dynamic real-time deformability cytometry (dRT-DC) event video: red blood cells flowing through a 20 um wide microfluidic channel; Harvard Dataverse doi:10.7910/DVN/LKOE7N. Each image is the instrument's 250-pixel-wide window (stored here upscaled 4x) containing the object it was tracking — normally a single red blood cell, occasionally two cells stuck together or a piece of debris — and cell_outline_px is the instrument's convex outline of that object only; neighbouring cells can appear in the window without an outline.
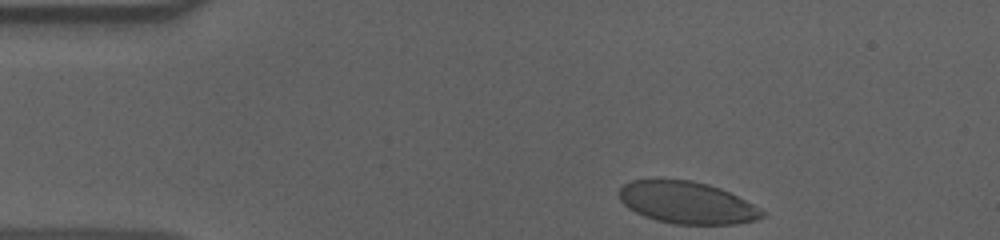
{"species": "human", "species_latin": "Homo sapiens", "temperature_condition": "cold", "stored_images_in_passage": 38, "camera_frame_rate_fps": 3000, "um_per_image_px": 0.085, "donor": {"sex": "male"}, "frame": {"image": 1, "passage_image": 1, "time_ms": 0.0, "image_size_px": [1000, 240], "cell_outline_px": [[764, 216], [756, 220], [736, 224], [672, 224], [656, 220], [644, 216], [628, 208], [620, 200], [616, 192], [624, 184], [632, 180], [692, 180], [708, 184], [720, 188], [760, 208], [764, 212]], "centroid_in_image_um": [58.36, 17.23], "position_along_channel_um": 26.6, "area_um2": 34.91}}
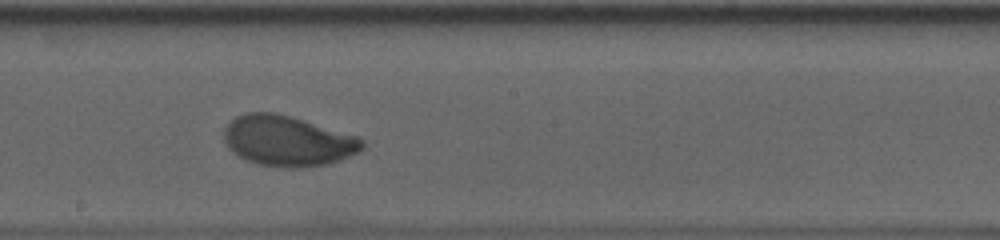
{"frame": {"image": 2, "passage_image": 23, "time_ms": 7.333, "image_size_px": [1000, 240], "cell_outline_px": [[364, 148], [360, 152], [328, 164], [304, 168], [288, 168], [260, 164], [244, 160], [232, 152], [228, 148], [224, 140], [224, 128], [236, 116], [248, 112], [276, 112], [292, 116], [360, 136], [364, 140]], "centroid_in_image_um": [24.48, 11.97], "position_along_channel_um": 223.7, "area_um2": 41.21}}
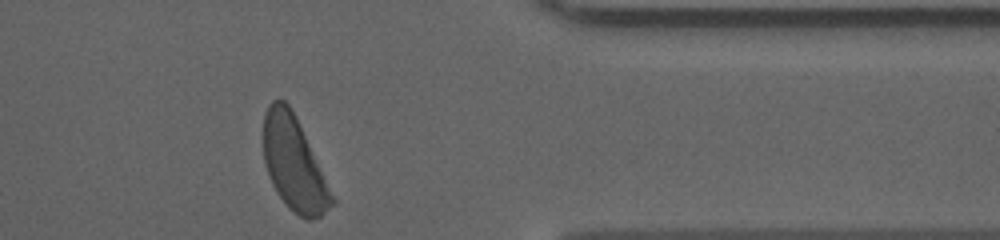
{"frame": {"image": 3, "passage_image": 38, "time_ms": 12.333, "image_size_px": [1000, 240], "cell_outline_px": [[336, 204], [320, 216], [312, 220], [308, 220], [300, 216], [288, 208], [276, 192], [268, 176], [264, 160], [260, 132], [264, 112], [268, 104], [272, 100], [284, 100], [288, 104], [296, 116], [336, 200]], "centroid_in_image_um": [24.94, 13.89], "position_along_channel_um": 386.5, "area_um2": 38.03}, "authors_computed_cell_mechanics": {"area_um2": 38.9283, "velocity_mm_per_s": 3.5776, "shape_relaxation_time_tau1_ms": 2.8971, "shape_relaxation_time_tau2_ms": null, "deformation_change_tau1": 0.1503, "deformation_change_tau2": null}}